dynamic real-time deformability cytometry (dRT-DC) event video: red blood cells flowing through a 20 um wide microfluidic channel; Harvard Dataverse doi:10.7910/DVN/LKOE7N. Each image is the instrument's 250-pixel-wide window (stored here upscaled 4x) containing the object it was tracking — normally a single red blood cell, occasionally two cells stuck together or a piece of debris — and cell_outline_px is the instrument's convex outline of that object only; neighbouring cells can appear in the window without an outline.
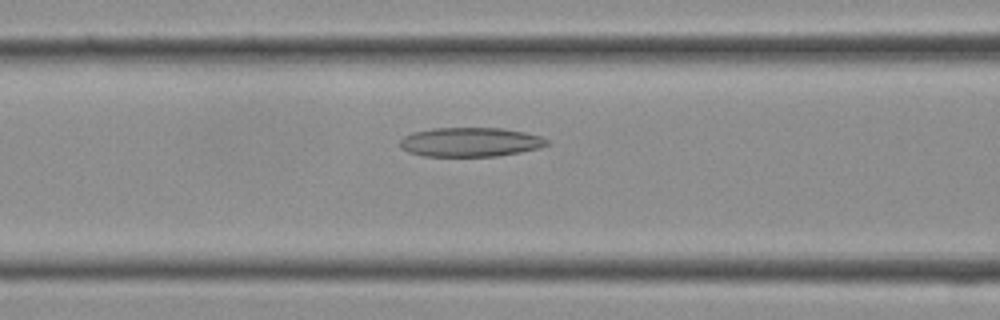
{"species": "Egyptian fruit bat (a non-hibernating species)", "species_latin": "Rousettus aegyptiacus", "temperature_condition": "cold", "stored_images_in_passage": 20, "camera_frame_rate_fps": 3000, "um_per_image_px": 0.085, "frame": {"image": 1, "passage_image": 12, "time_ms": 3.667, "image_size_px": [1000, 320], "cell_outline_px": [[548, 144], [540, 148], [520, 152], [496, 156], [424, 156], [408, 152], [400, 148], [400, 140], [404, 136], [412, 132], [432, 128], [500, 128], [524, 132], [540, 136], [548, 140]], "centroid_in_image_um": [39.95, 12.07], "position_along_channel_um": 126.7, "area_um2": 25.03}}
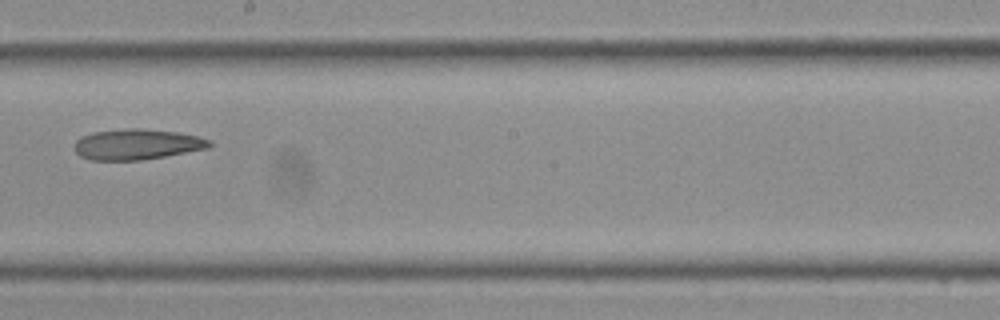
{"frame": {"image": 2, "passage_image": 17, "time_ms": 5.333, "image_size_px": [1000, 320], "cell_outline_px": [[212, 144], [208, 148], [164, 156], [140, 160], [88, 160], [80, 156], [76, 152], [76, 140], [80, 136], [92, 132], [124, 128], [140, 128], [176, 132], [196, 136], [212, 140]], "centroid_in_image_um": [11.61, 12.26], "position_along_channel_um": 236.6, "area_um2": 24.04}}
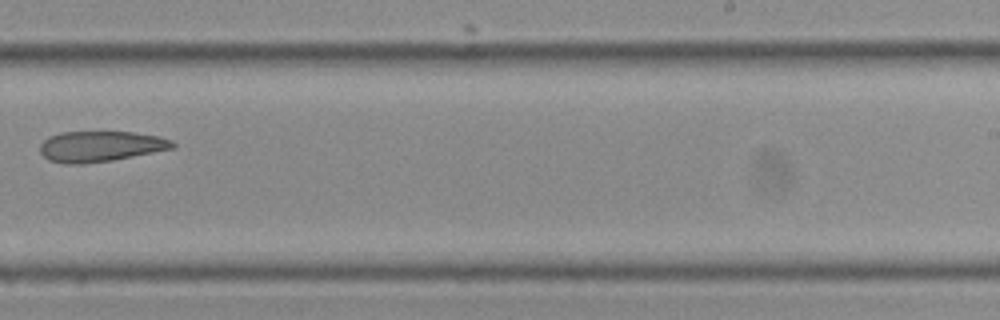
{"frame": {"image": 3, "passage_image": 19, "time_ms": 6.0, "image_size_px": [1000, 320], "cell_outline_px": [[176, 148], [112, 160], [84, 164], [64, 164], [48, 160], [40, 152], [40, 144], [48, 136], [60, 132], [132, 132], [160, 136], [172, 140], [176, 144]], "centroid_in_image_um": [8.54, 12.44], "position_along_channel_um": 280.5, "area_um2": 23.87}}